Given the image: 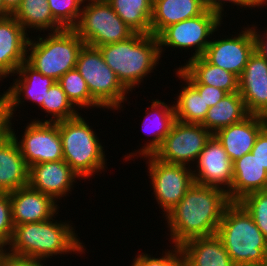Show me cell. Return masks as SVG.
Here are the masks:
<instances>
[{
	"instance_id": "6da1fadb",
	"label": "cell",
	"mask_w": 267,
	"mask_h": 266,
	"mask_svg": "<svg viewBox=\"0 0 267 266\" xmlns=\"http://www.w3.org/2000/svg\"><path fill=\"white\" fill-rule=\"evenodd\" d=\"M230 203L223 189L194 182L180 202L164 216L172 243L180 246L192 238L215 235Z\"/></svg>"
},
{
	"instance_id": "7a4b0ae2",
	"label": "cell",
	"mask_w": 267,
	"mask_h": 266,
	"mask_svg": "<svg viewBox=\"0 0 267 266\" xmlns=\"http://www.w3.org/2000/svg\"><path fill=\"white\" fill-rule=\"evenodd\" d=\"M52 217L45 221L14 226L9 242L10 253L46 261L53 255L84 252V245L71 224ZM52 220V221H51ZM51 256V257H50Z\"/></svg>"
},
{
	"instance_id": "3957f363",
	"label": "cell",
	"mask_w": 267,
	"mask_h": 266,
	"mask_svg": "<svg viewBox=\"0 0 267 266\" xmlns=\"http://www.w3.org/2000/svg\"><path fill=\"white\" fill-rule=\"evenodd\" d=\"M105 63L129 91L139 87L143 78L159 63V41L152 34L134 33L126 40L98 47Z\"/></svg>"
},
{
	"instance_id": "277c9868",
	"label": "cell",
	"mask_w": 267,
	"mask_h": 266,
	"mask_svg": "<svg viewBox=\"0 0 267 266\" xmlns=\"http://www.w3.org/2000/svg\"><path fill=\"white\" fill-rule=\"evenodd\" d=\"M216 235L236 266L267 264V240L239 202L226 207Z\"/></svg>"
},
{
	"instance_id": "5b68a950",
	"label": "cell",
	"mask_w": 267,
	"mask_h": 266,
	"mask_svg": "<svg viewBox=\"0 0 267 266\" xmlns=\"http://www.w3.org/2000/svg\"><path fill=\"white\" fill-rule=\"evenodd\" d=\"M78 116L59 122L63 160L83 180L105 169V151L92 126Z\"/></svg>"
},
{
	"instance_id": "8992f818",
	"label": "cell",
	"mask_w": 267,
	"mask_h": 266,
	"mask_svg": "<svg viewBox=\"0 0 267 266\" xmlns=\"http://www.w3.org/2000/svg\"><path fill=\"white\" fill-rule=\"evenodd\" d=\"M48 34L39 35L37 41L29 39L26 61L44 76L58 81L67 71L76 68L79 51L85 43L74 29Z\"/></svg>"
},
{
	"instance_id": "52a82bcc",
	"label": "cell",
	"mask_w": 267,
	"mask_h": 266,
	"mask_svg": "<svg viewBox=\"0 0 267 266\" xmlns=\"http://www.w3.org/2000/svg\"><path fill=\"white\" fill-rule=\"evenodd\" d=\"M76 69L87 83L90 95L104 109L119 110L127 101L128 91L105 63L99 48L84 44L79 51ZM121 106V107H120Z\"/></svg>"
},
{
	"instance_id": "ba28073f",
	"label": "cell",
	"mask_w": 267,
	"mask_h": 266,
	"mask_svg": "<svg viewBox=\"0 0 267 266\" xmlns=\"http://www.w3.org/2000/svg\"><path fill=\"white\" fill-rule=\"evenodd\" d=\"M73 29L85 44L97 48L126 40L135 33L106 0H85Z\"/></svg>"
},
{
	"instance_id": "9c48e42d",
	"label": "cell",
	"mask_w": 267,
	"mask_h": 266,
	"mask_svg": "<svg viewBox=\"0 0 267 266\" xmlns=\"http://www.w3.org/2000/svg\"><path fill=\"white\" fill-rule=\"evenodd\" d=\"M221 20L215 13L205 10L201 15L166 27L157 36L160 56L165 49L162 47L170 46L180 49L194 48L195 52L189 59L201 57L211 42L208 39L213 36L212 34L218 30L219 26H222Z\"/></svg>"
},
{
	"instance_id": "30bf717a",
	"label": "cell",
	"mask_w": 267,
	"mask_h": 266,
	"mask_svg": "<svg viewBox=\"0 0 267 266\" xmlns=\"http://www.w3.org/2000/svg\"><path fill=\"white\" fill-rule=\"evenodd\" d=\"M212 135L201 124L175 120L170 132L153 156L165 163L190 167V163L197 161L198 155Z\"/></svg>"
},
{
	"instance_id": "8fae6325",
	"label": "cell",
	"mask_w": 267,
	"mask_h": 266,
	"mask_svg": "<svg viewBox=\"0 0 267 266\" xmlns=\"http://www.w3.org/2000/svg\"><path fill=\"white\" fill-rule=\"evenodd\" d=\"M147 158L148 172L151 179L155 199L161 206L164 216L173 209L194 183L191 168L185 165L170 164L159 161L153 155Z\"/></svg>"
},
{
	"instance_id": "7c38bea8",
	"label": "cell",
	"mask_w": 267,
	"mask_h": 266,
	"mask_svg": "<svg viewBox=\"0 0 267 266\" xmlns=\"http://www.w3.org/2000/svg\"><path fill=\"white\" fill-rule=\"evenodd\" d=\"M12 125L10 123V134L16 139L28 167L38 163L63 160L59 122L31 121L26 125L20 141Z\"/></svg>"
},
{
	"instance_id": "4fadbf2b",
	"label": "cell",
	"mask_w": 267,
	"mask_h": 266,
	"mask_svg": "<svg viewBox=\"0 0 267 266\" xmlns=\"http://www.w3.org/2000/svg\"><path fill=\"white\" fill-rule=\"evenodd\" d=\"M233 36L220 40L213 38L202 56L209 63L239 78L255 51V39L251 27H244L237 36Z\"/></svg>"
},
{
	"instance_id": "5bb4252c",
	"label": "cell",
	"mask_w": 267,
	"mask_h": 266,
	"mask_svg": "<svg viewBox=\"0 0 267 266\" xmlns=\"http://www.w3.org/2000/svg\"><path fill=\"white\" fill-rule=\"evenodd\" d=\"M196 170L192 169L194 182L213 186L228 192L233 183V162L224 147L212 135L198 155ZM198 168V169H197Z\"/></svg>"
},
{
	"instance_id": "9a60e30c",
	"label": "cell",
	"mask_w": 267,
	"mask_h": 266,
	"mask_svg": "<svg viewBox=\"0 0 267 266\" xmlns=\"http://www.w3.org/2000/svg\"><path fill=\"white\" fill-rule=\"evenodd\" d=\"M13 85L7 89L0 98L6 103L11 119L15 109L24 103L26 99L37 103L42 107L44 98L49 88L56 82L54 79L44 76L42 73L33 68L27 61H24L16 71ZM23 96H22V95ZM22 96V99H21Z\"/></svg>"
},
{
	"instance_id": "2e32d148",
	"label": "cell",
	"mask_w": 267,
	"mask_h": 266,
	"mask_svg": "<svg viewBox=\"0 0 267 266\" xmlns=\"http://www.w3.org/2000/svg\"><path fill=\"white\" fill-rule=\"evenodd\" d=\"M238 92L248 114L263 116L267 112V60L256 50L239 77Z\"/></svg>"
},
{
	"instance_id": "e0dca14e",
	"label": "cell",
	"mask_w": 267,
	"mask_h": 266,
	"mask_svg": "<svg viewBox=\"0 0 267 266\" xmlns=\"http://www.w3.org/2000/svg\"><path fill=\"white\" fill-rule=\"evenodd\" d=\"M76 178L81 179L64 160L44 162L29 167L28 185L57 202L70 193Z\"/></svg>"
},
{
	"instance_id": "ac0fdd59",
	"label": "cell",
	"mask_w": 267,
	"mask_h": 266,
	"mask_svg": "<svg viewBox=\"0 0 267 266\" xmlns=\"http://www.w3.org/2000/svg\"><path fill=\"white\" fill-rule=\"evenodd\" d=\"M9 196L14 226L45 221L59 212V206L51 196L34 190L29 185L9 192Z\"/></svg>"
},
{
	"instance_id": "d6986e66",
	"label": "cell",
	"mask_w": 267,
	"mask_h": 266,
	"mask_svg": "<svg viewBox=\"0 0 267 266\" xmlns=\"http://www.w3.org/2000/svg\"><path fill=\"white\" fill-rule=\"evenodd\" d=\"M28 33L12 16L0 18V74L6 78L13 75L26 61Z\"/></svg>"
},
{
	"instance_id": "ffe728a7",
	"label": "cell",
	"mask_w": 267,
	"mask_h": 266,
	"mask_svg": "<svg viewBox=\"0 0 267 266\" xmlns=\"http://www.w3.org/2000/svg\"><path fill=\"white\" fill-rule=\"evenodd\" d=\"M264 128L262 116L249 114L242 121L223 127L213 135L218 139L232 162L251 152L256 138Z\"/></svg>"
},
{
	"instance_id": "44dd1931",
	"label": "cell",
	"mask_w": 267,
	"mask_h": 266,
	"mask_svg": "<svg viewBox=\"0 0 267 266\" xmlns=\"http://www.w3.org/2000/svg\"><path fill=\"white\" fill-rule=\"evenodd\" d=\"M183 266H236L215 234L192 238L179 246Z\"/></svg>"
},
{
	"instance_id": "7402d4cb",
	"label": "cell",
	"mask_w": 267,
	"mask_h": 266,
	"mask_svg": "<svg viewBox=\"0 0 267 266\" xmlns=\"http://www.w3.org/2000/svg\"><path fill=\"white\" fill-rule=\"evenodd\" d=\"M29 167L16 139L10 134L0 143V193L28 186Z\"/></svg>"
},
{
	"instance_id": "603a6c76",
	"label": "cell",
	"mask_w": 267,
	"mask_h": 266,
	"mask_svg": "<svg viewBox=\"0 0 267 266\" xmlns=\"http://www.w3.org/2000/svg\"><path fill=\"white\" fill-rule=\"evenodd\" d=\"M267 190V170L250 152L233 162V183L227 192L231 202H238L245 195Z\"/></svg>"
},
{
	"instance_id": "cb8c5ba5",
	"label": "cell",
	"mask_w": 267,
	"mask_h": 266,
	"mask_svg": "<svg viewBox=\"0 0 267 266\" xmlns=\"http://www.w3.org/2000/svg\"><path fill=\"white\" fill-rule=\"evenodd\" d=\"M178 69L191 84H206L228 93L239 91V78L235 74L209 63L203 56L189 59Z\"/></svg>"
},
{
	"instance_id": "d4e9b609",
	"label": "cell",
	"mask_w": 267,
	"mask_h": 266,
	"mask_svg": "<svg viewBox=\"0 0 267 266\" xmlns=\"http://www.w3.org/2000/svg\"><path fill=\"white\" fill-rule=\"evenodd\" d=\"M150 109V113L147 111L145 115V119L142 123V130L145 134L149 132L148 134L150 136L152 135L153 138L144 146H142V149L140 148L136 153L133 152L127 154V157L124 156L126 160H129L132 156H137V153H139V156L141 155V157L146 155H153L155 151L161 146L162 141L168 135L173 123L176 120L174 105H167L165 102L159 99H155L153 100ZM147 121H149V123ZM149 124H151L152 126H149ZM149 127L150 131H148Z\"/></svg>"
},
{
	"instance_id": "484cf974",
	"label": "cell",
	"mask_w": 267,
	"mask_h": 266,
	"mask_svg": "<svg viewBox=\"0 0 267 266\" xmlns=\"http://www.w3.org/2000/svg\"><path fill=\"white\" fill-rule=\"evenodd\" d=\"M203 0H153L151 34L158 36L166 27L201 15Z\"/></svg>"
},
{
	"instance_id": "4316f807",
	"label": "cell",
	"mask_w": 267,
	"mask_h": 266,
	"mask_svg": "<svg viewBox=\"0 0 267 266\" xmlns=\"http://www.w3.org/2000/svg\"><path fill=\"white\" fill-rule=\"evenodd\" d=\"M248 115L240 93H228L215 106L208 109L201 125L214 134L223 127L242 121Z\"/></svg>"
},
{
	"instance_id": "83f0119b",
	"label": "cell",
	"mask_w": 267,
	"mask_h": 266,
	"mask_svg": "<svg viewBox=\"0 0 267 266\" xmlns=\"http://www.w3.org/2000/svg\"><path fill=\"white\" fill-rule=\"evenodd\" d=\"M135 33L151 34L153 0H106Z\"/></svg>"
},
{
	"instance_id": "f1b7e54d",
	"label": "cell",
	"mask_w": 267,
	"mask_h": 266,
	"mask_svg": "<svg viewBox=\"0 0 267 266\" xmlns=\"http://www.w3.org/2000/svg\"><path fill=\"white\" fill-rule=\"evenodd\" d=\"M12 16L22 25L26 32L29 31V28L37 29L40 32L42 30L44 32L47 29L50 32L64 29L53 18L47 0H22L21 5Z\"/></svg>"
},
{
	"instance_id": "f546056e",
	"label": "cell",
	"mask_w": 267,
	"mask_h": 266,
	"mask_svg": "<svg viewBox=\"0 0 267 266\" xmlns=\"http://www.w3.org/2000/svg\"><path fill=\"white\" fill-rule=\"evenodd\" d=\"M177 77L185 81V86L180 89V93L177 96V101L174 105L176 120L185 123H198L201 124L209 109V106L205 104L203 96H200L198 90L178 71H176Z\"/></svg>"
},
{
	"instance_id": "4dcf8cb0",
	"label": "cell",
	"mask_w": 267,
	"mask_h": 266,
	"mask_svg": "<svg viewBox=\"0 0 267 266\" xmlns=\"http://www.w3.org/2000/svg\"><path fill=\"white\" fill-rule=\"evenodd\" d=\"M41 108L45 113L51 114L52 117L49 120L40 121L38 119H33V121L57 123L81 114L77 112V108L68 99L66 93L57 81L49 88Z\"/></svg>"
},
{
	"instance_id": "1f68e13d",
	"label": "cell",
	"mask_w": 267,
	"mask_h": 266,
	"mask_svg": "<svg viewBox=\"0 0 267 266\" xmlns=\"http://www.w3.org/2000/svg\"><path fill=\"white\" fill-rule=\"evenodd\" d=\"M57 82L66 93L68 99L78 109L85 107L87 109H89L88 107L102 108L90 95L86 81L76 68L67 71Z\"/></svg>"
},
{
	"instance_id": "d6a6232c",
	"label": "cell",
	"mask_w": 267,
	"mask_h": 266,
	"mask_svg": "<svg viewBox=\"0 0 267 266\" xmlns=\"http://www.w3.org/2000/svg\"><path fill=\"white\" fill-rule=\"evenodd\" d=\"M85 0H47L53 18L64 28L73 29L81 15Z\"/></svg>"
},
{
	"instance_id": "836d02e7",
	"label": "cell",
	"mask_w": 267,
	"mask_h": 266,
	"mask_svg": "<svg viewBox=\"0 0 267 266\" xmlns=\"http://www.w3.org/2000/svg\"><path fill=\"white\" fill-rule=\"evenodd\" d=\"M267 240V190L249 193L238 201Z\"/></svg>"
},
{
	"instance_id": "e575fe53",
	"label": "cell",
	"mask_w": 267,
	"mask_h": 266,
	"mask_svg": "<svg viewBox=\"0 0 267 266\" xmlns=\"http://www.w3.org/2000/svg\"><path fill=\"white\" fill-rule=\"evenodd\" d=\"M173 249L165 250L164 256L155 258L148 254H138L131 266H183L182 253L179 246H172Z\"/></svg>"
},
{
	"instance_id": "d590c367",
	"label": "cell",
	"mask_w": 267,
	"mask_h": 266,
	"mask_svg": "<svg viewBox=\"0 0 267 266\" xmlns=\"http://www.w3.org/2000/svg\"><path fill=\"white\" fill-rule=\"evenodd\" d=\"M13 230L9 193H0V246L5 247L9 244Z\"/></svg>"
},
{
	"instance_id": "8d00e7d4",
	"label": "cell",
	"mask_w": 267,
	"mask_h": 266,
	"mask_svg": "<svg viewBox=\"0 0 267 266\" xmlns=\"http://www.w3.org/2000/svg\"><path fill=\"white\" fill-rule=\"evenodd\" d=\"M231 2V4L233 5H237L240 7L244 8H256L259 7L260 5L255 1V0H203L204 6L206 8V10L211 11L212 13H215L216 15H218L221 19L222 16L224 15L222 12L224 11V4Z\"/></svg>"
},
{
	"instance_id": "74e56055",
	"label": "cell",
	"mask_w": 267,
	"mask_h": 266,
	"mask_svg": "<svg viewBox=\"0 0 267 266\" xmlns=\"http://www.w3.org/2000/svg\"><path fill=\"white\" fill-rule=\"evenodd\" d=\"M0 266H45V265L42 262V260L16 255L8 252L6 248L0 256Z\"/></svg>"
},
{
	"instance_id": "f35d334b",
	"label": "cell",
	"mask_w": 267,
	"mask_h": 266,
	"mask_svg": "<svg viewBox=\"0 0 267 266\" xmlns=\"http://www.w3.org/2000/svg\"><path fill=\"white\" fill-rule=\"evenodd\" d=\"M199 92L200 96H203L205 104L210 107L215 106L222 98H224L228 92L218 89L206 84H192Z\"/></svg>"
},
{
	"instance_id": "ab89813d",
	"label": "cell",
	"mask_w": 267,
	"mask_h": 266,
	"mask_svg": "<svg viewBox=\"0 0 267 266\" xmlns=\"http://www.w3.org/2000/svg\"><path fill=\"white\" fill-rule=\"evenodd\" d=\"M251 153L267 170V129L265 127L258 134Z\"/></svg>"
},
{
	"instance_id": "60d3db41",
	"label": "cell",
	"mask_w": 267,
	"mask_h": 266,
	"mask_svg": "<svg viewBox=\"0 0 267 266\" xmlns=\"http://www.w3.org/2000/svg\"><path fill=\"white\" fill-rule=\"evenodd\" d=\"M11 120L7 105L0 98V143L10 135Z\"/></svg>"
},
{
	"instance_id": "b9f144b4",
	"label": "cell",
	"mask_w": 267,
	"mask_h": 266,
	"mask_svg": "<svg viewBox=\"0 0 267 266\" xmlns=\"http://www.w3.org/2000/svg\"><path fill=\"white\" fill-rule=\"evenodd\" d=\"M255 28L257 29L255 26L251 27L255 39V50L267 60V30L265 29L262 33L264 35H261L260 31L258 32Z\"/></svg>"
},
{
	"instance_id": "7bdbcfd3",
	"label": "cell",
	"mask_w": 267,
	"mask_h": 266,
	"mask_svg": "<svg viewBox=\"0 0 267 266\" xmlns=\"http://www.w3.org/2000/svg\"><path fill=\"white\" fill-rule=\"evenodd\" d=\"M21 3L22 0H3V6L10 15L15 13Z\"/></svg>"
},
{
	"instance_id": "ee69618b",
	"label": "cell",
	"mask_w": 267,
	"mask_h": 266,
	"mask_svg": "<svg viewBox=\"0 0 267 266\" xmlns=\"http://www.w3.org/2000/svg\"><path fill=\"white\" fill-rule=\"evenodd\" d=\"M10 16L3 6V0H0V18Z\"/></svg>"
},
{
	"instance_id": "f6af8a7d",
	"label": "cell",
	"mask_w": 267,
	"mask_h": 266,
	"mask_svg": "<svg viewBox=\"0 0 267 266\" xmlns=\"http://www.w3.org/2000/svg\"><path fill=\"white\" fill-rule=\"evenodd\" d=\"M263 122H264V127L267 129V112L262 116Z\"/></svg>"
},
{
	"instance_id": "bcb514c9",
	"label": "cell",
	"mask_w": 267,
	"mask_h": 266,
	"mask_svg": "<svg viewBox=\"0 0 267 266\" xmlns=\"http://www.w3.org/2000/svg\"><path fill=\"white\" fill-rule=\"evenodd\" d=\"M259 5L264 6V4L267 5V0H255Z\"/></svg>"
},
{
	"instance_id": "7dc6e473",
	"label": "cell",
	"mask_w": 267,
	"mask_h": 266,
	"mask_svg": "<svg viewBox=\"0 0 267 266\" xmlns=\"http://www.w3.org/2000/svg\"><path fill=\"white\" fill-rule=\"evenodd\" d=\"M6 249V247L4 248V247H2V246H0V256H1V254L3 253V251Z\"/></svg>"
}]
</instances>
